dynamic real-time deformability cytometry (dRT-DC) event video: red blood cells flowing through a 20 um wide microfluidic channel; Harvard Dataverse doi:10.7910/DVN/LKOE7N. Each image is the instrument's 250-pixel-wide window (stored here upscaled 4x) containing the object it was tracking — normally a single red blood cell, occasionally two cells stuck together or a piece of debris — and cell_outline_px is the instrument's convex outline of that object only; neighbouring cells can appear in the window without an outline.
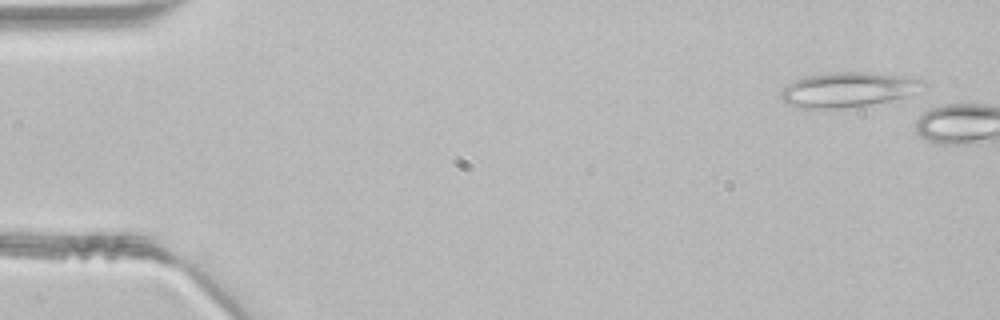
{"species": "common noctule bat (a hibernating species)", "species_latin": "Nyctalus noctula", "temperature_condition": "room temperature", "stored_images_in_passage": 5, "camera_frame_rate_fps": 3000, "um_per_image_px": 0.085, "animal": {"sex": "male", "body_mass_g": 21.5, "forearm_length_mm": 52.0}, "frame": {"image": 1, "passage_image": 2, "time_ms": 0.333, "image_size_px": [1000, 320], "cell_outline_px": [[928, 84], [904, 96], [888, 100], [868, 104], [836, 108], [800, 108], [788, 104], [784, 100], [780, 92], [788, 84], [796, 80], [808, 76], [836, 72], [868, 72], [904, 76], [924, 80]], "centroid_in_image_um": [72.07, 7.6], "position_along_channel_um": 12.9, "area_um2": 28.09}}